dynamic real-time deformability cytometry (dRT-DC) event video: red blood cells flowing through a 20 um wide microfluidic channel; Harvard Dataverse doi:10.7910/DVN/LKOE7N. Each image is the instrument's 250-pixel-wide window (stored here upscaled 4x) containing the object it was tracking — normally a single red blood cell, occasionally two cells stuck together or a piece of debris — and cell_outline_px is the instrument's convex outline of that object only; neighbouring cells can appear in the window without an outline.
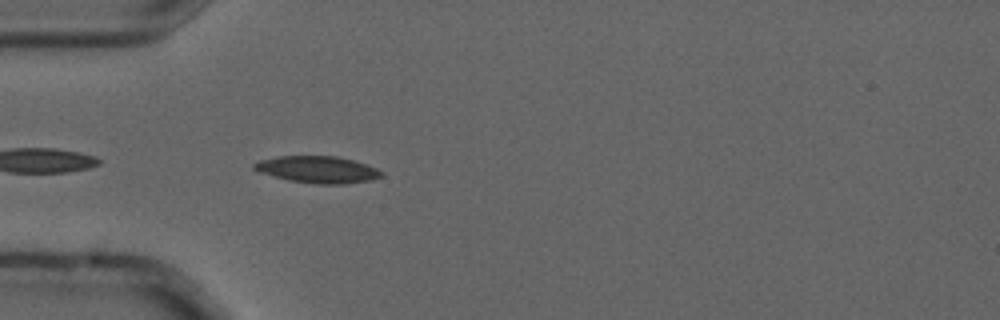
{"species": "common noctule bat (a hibernating species)", "species_latin": "Nyctalus noctula", "temperature_condition": "cold", "stored_images_in_passage": 5, "camera_frame_rate_fps": 3000, "um_per_image_px": 0.085, "animal": {"sex": "male", "forearm_length_mm": 52.5}, "frame": {"image": 1, "passage_image": 5, "time_ms": 1.333, "image_size_px": [1000, 320], "cell_outline_px": [[384, 176], [372, 180], [344, 184], [316, 184], [288, 180], [260, 172], [252, 168], [252, 164], [260, 160], [280, 156], [336, 156], [352, 160], [376, 168], [384, 172]], "centroid_in_image_um": [27.02, 14.42], "position_along_channel_um": 58.0, "area_um2": 19.88}}